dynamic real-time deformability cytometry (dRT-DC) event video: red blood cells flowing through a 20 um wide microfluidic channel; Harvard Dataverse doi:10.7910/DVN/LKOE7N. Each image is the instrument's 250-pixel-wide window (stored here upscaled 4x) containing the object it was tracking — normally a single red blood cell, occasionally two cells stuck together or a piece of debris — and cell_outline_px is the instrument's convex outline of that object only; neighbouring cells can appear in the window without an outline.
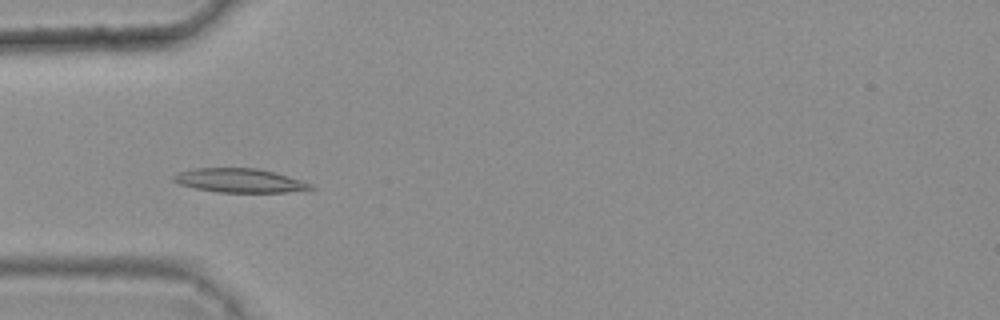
{"species": "common noctule bat (a hibernating species)", "species_latin": "Nyctalus noctula", "temperature_condition": "warm", "stored_images_in_passage": 4, "camera_frame_rate_fps": 3000, "um_per_image_px": 0.085, "animal": {"sex": "female", "body_mass_g": 25.1}, "frame": {"image": 1, "passage_image": 4, "time_ms": 1.0, "image_size_px": [1000, 320], "cell_outline_px": [[316, 188], [288, 192], [216, 192], [196, 188], [180, 184], [172, 180], [172, 176], [180, 172], [192, 168], [256, 168], [304, 180], [312, 184]], "centroid_in_image_um": [20.38, 15.34], "position_along_channel_um": 64.6, "area_um2": 19.07}}